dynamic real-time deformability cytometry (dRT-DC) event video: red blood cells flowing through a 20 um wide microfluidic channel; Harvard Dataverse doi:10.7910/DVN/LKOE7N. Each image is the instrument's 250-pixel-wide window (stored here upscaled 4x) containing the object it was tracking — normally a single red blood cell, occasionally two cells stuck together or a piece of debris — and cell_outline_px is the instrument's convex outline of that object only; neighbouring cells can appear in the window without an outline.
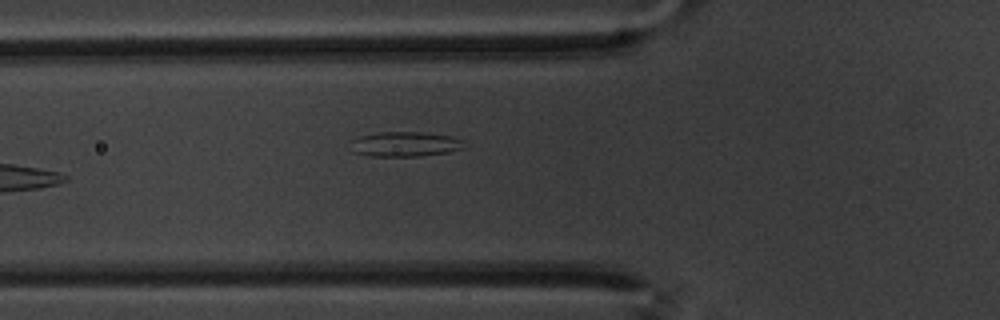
{"species": "common noctule bat (a hibernating species)", "species_latin": "Nyctalus noctula", "temperature_condition": "warm", "stored_images_in_passage": 9, "camera_frame_rate_fps": 3000, "um_per_image_px": 0.085, "animal": {"sex": "male", "body_mass_g": 20.1, "forearm_length_mm": 53.5}, "frame": {"image": 1, "passage_image": 2, "time_ms": 0.333, "image_size_px": [1000, 320], "cell_outline_px": [[464, 148], [448, 152], [420, 156], [372, 156], [352, 152], [352, 140], [360, 136], [380, 132], [424, 132], [452, 136], [464, 140]], "centroid_in_image_um": [34.46, 12.25], "position_along_channel_um": 91.3, "area_um2": 16.47}}